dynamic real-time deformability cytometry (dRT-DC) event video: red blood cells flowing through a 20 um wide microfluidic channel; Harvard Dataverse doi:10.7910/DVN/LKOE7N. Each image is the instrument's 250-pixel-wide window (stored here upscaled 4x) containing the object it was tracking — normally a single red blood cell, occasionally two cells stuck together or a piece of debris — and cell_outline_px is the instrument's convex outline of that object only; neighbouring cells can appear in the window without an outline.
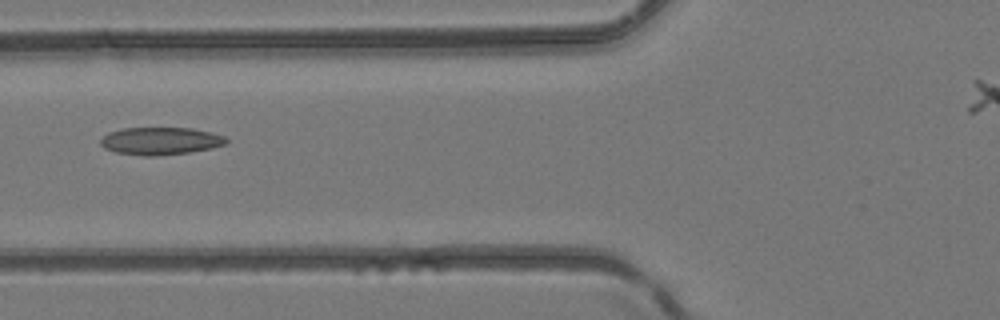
{"species": "common noctule bat (a hibernating species)", "species_latin": "Nyctalus noctula", "temperature_condition": "room temperature", "stored_images_in_passage": 5, "camera_frame_rate_fps": 3000, "um_per_image_px": 0.085, "animal": {"sex": "female", "body_mass_g": 24.6, "forearm_length_mm": 56.2}, "frame": {"image": 1, "passage_image": 5, "time_ms": 1.333, "image_size_px": [1000, 320], "cell_outline_px": [[228, 144], [212, 148], [188, 152], [156, 156], [144, 156], [116, 152], [104, 148], [100, 144], [100, 140], [108, 132], [124, 128], [192, 128], [224, 136], [228, 140]], "centroid_in_image_um": [13.64, 11.98], "position_along_channel_um": 112.2, "area_um2": 20.11}}